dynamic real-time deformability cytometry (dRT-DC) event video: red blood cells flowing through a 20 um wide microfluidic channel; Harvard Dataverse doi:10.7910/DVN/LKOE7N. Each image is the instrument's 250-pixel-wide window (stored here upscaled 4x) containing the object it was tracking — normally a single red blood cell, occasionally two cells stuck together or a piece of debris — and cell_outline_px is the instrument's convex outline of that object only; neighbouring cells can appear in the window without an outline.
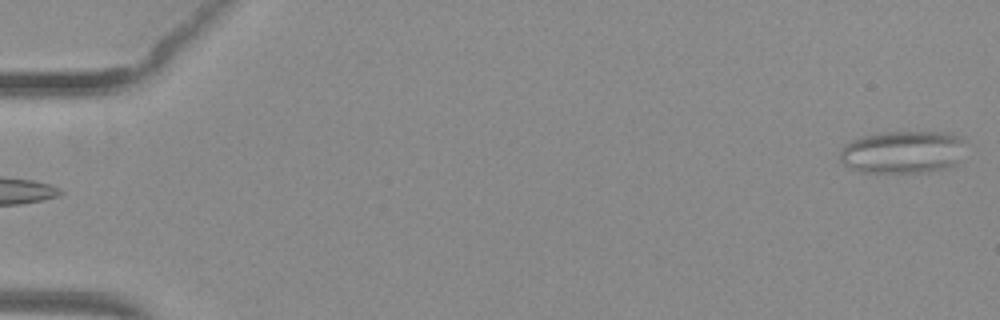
{"species": "common noctule bat (a hibernating species)", "species_latin": "Nyctalus noctula", "temperature_condition": "warm", "stored_images_in_passage": 52, "camera_frame_rate_fps": 3000, "um_per_image_px": 0.085, "animal": {"sex": "female", "body_mass_g": 29.2, "forearm_length_mm": 56.3}, "frame": {"image": 1, "passage_image": 1, "time_ms": 0.0, "image_size_px": [1000, 320], "cell_outline_px": [[968, 140], [956, 164], [948, 168], [928, 172], [860, 172], [844, 164], [840, 160], [840, 152], [852, 140], [876, 132], [948, 132], [964, 136]], "centroid_in_image_um": [76.82, 12.91], "position_along_channel_um": 8.2, "area_um2": 31.56}}
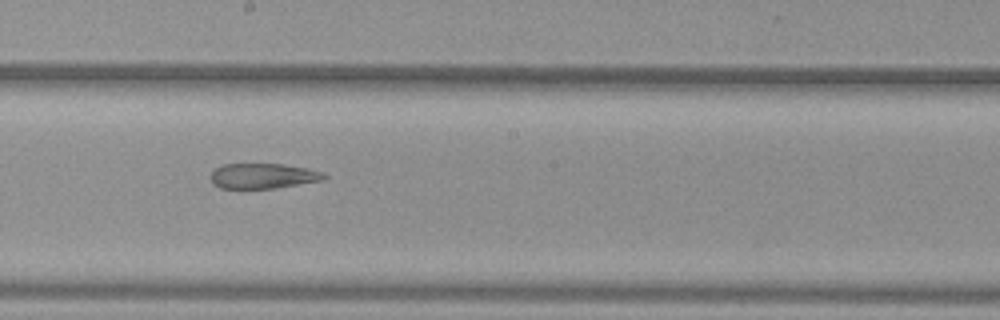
{"frame": {"image": 2, "passage_image": 30, "time_ms": 9.667, "image_size_px": [1000, 320], "cell_outline_px": [[328, 176], [324, 180], [276, 188], [220, 188], [212, 184], [208, 176], [216, 168], [224, 164], [284, 164], [308, 168], [324, 172]], "centroid_in_image_um": [22.36, 14.95], "position_along_channel_um": 225.8, "area_um2": 16.88}}
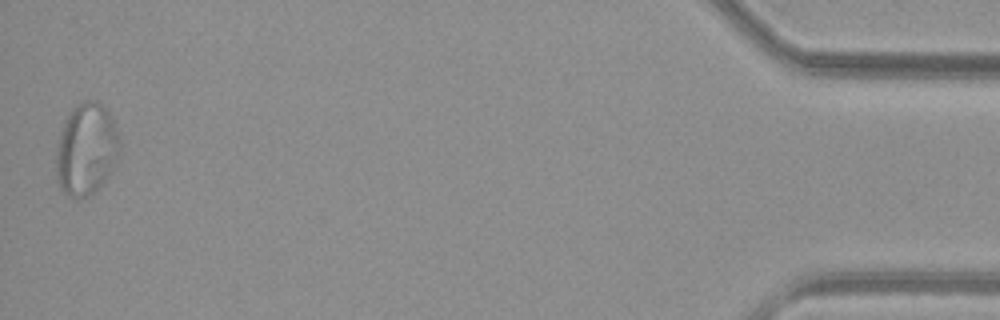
{"frame": {"image": 3, "passage_image": 52, "time_ms": 17.0, "image_size_px": [1000, 320], "cell_outline_px": [[120, 152], [116, 160], [100, 184], [88, 196], [68, 196], [60, 188], [56, 172], [56, 152], [64, 120], [72, 108], [76, 104], [84, 100], [96, 100], [104, 104], [112, 120], [120, 140]], "centroid_in_image_um": [7.32, 12.62], "position_along_channel_um": 427.9, "area_um2": 33.52}, "authors_computed_cell_mechanics": {"area_um2": 24.8251, "velocity_mm_per_s": 3.991, "shape_relaxation_time_tau1_ms": null, "shape_relaxation_time_tau2_ms": 2.7087, "deformation_change_tau1": null, "deformation_change_tau2": 0.1214}}